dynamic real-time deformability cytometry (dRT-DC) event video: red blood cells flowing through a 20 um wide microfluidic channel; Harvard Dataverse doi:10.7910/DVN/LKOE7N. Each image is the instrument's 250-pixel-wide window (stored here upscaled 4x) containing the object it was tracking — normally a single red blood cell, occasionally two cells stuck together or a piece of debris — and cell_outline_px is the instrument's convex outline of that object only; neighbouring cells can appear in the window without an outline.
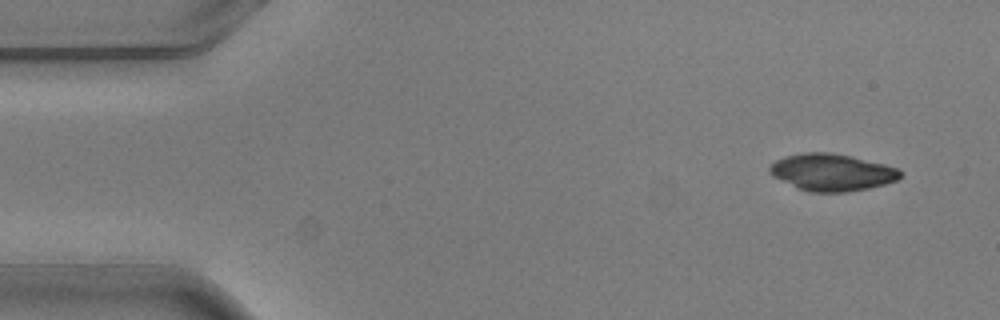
{"species": "common noctule bat (a hibernating species)", "species_latin": "Nyctalus noctula", "temperature_condition": "warm", "stored_images_in_passage": 5, "camera_frame_rate_fps": 3000, "um_per_image_px": 0.085, "animal": {"sex": "male", "body_mass_g": 20.5, "forearm_length_mm": 52.5}, "frame": {"image": 1, "passage_image": 1, "time_ms": 0.0, "image_size_px": [1000, 320], "cell_outline_px": [[904, 172], [896, 180], [884, 184], [868, 188], [848, 192], [808, 192], [796, 188], [772, 176], [768, 172], [768, 168], [776, 160], [784, 156], [804, 152], [828, 152], [852, 156], [900, 168]], "centroid_in_image_um": [70.69, 14.64], "position_along_channel_um": 14.3, "area_um2": 28.44}}
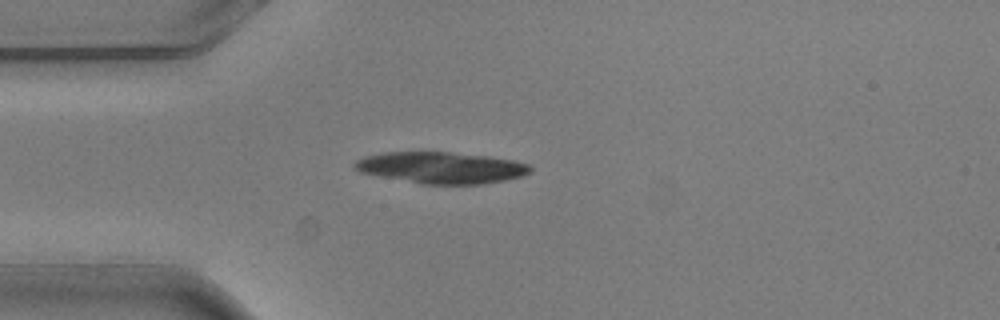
{"frame": {"image": 2, "passage_image": 3, "time_ms": 0.667, "image_size_px": [1000, 320], "cell_outline_px": [[532, 172], [520, 176], [504, 180], [484, 184], [420, 184], [360, 172], [352, 168], [352, 164], [356, 160], [364, 156], [380, 152], [452, 152], [488, 156], [512, 160], [528, 164], [532, 168]], "centroid_in_image_um": [37.46, 14.25], "position_along_channel_um": 47.5, "area_um2": 32.37}}